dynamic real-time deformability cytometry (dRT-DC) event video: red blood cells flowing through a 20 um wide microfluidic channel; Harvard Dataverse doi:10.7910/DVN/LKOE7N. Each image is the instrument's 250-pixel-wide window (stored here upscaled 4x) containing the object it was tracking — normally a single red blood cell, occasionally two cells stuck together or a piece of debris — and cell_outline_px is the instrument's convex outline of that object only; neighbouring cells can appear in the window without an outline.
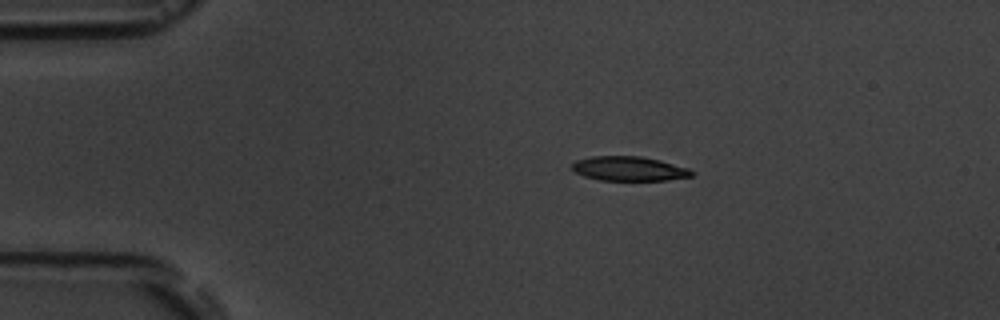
{"species": "common noctule bat (a hibernating species)", "species_latin": "Nyctalus noctula", "temperature_condition": "room temperature", "stored_images_in_passage": 9, "camera_frame_rate_fps": 3000, "um_per_image_px": 0.085, "animal": {"sex": "male", "body_mass_g": 19.5, "forearm_length_mm": 54.6}, "frame": {"image": 1, "passage_image": 1, "time_ms": 0.0, "image_size_px": [1000, 320], "cell_outline_px": [[692, 176], [668, 180], [600, 180], [584, 176], [576, 172], [572, 168], [572, 164], [576, 160], [592, 156], [640, 156], [660, 160], [688, 168], [692, 172]], "centroid_in_image_um": [53.45, 14.33], "position_along_channel_um": 31.5, "area_um2": 16.88}}
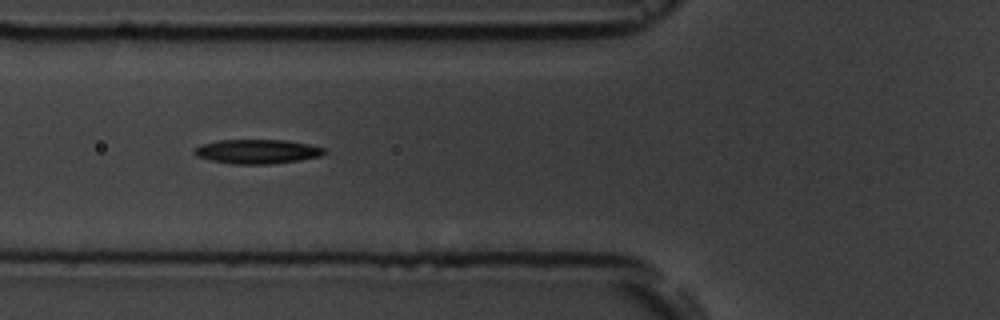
{"frame": {"image": 2, "passage_image": 4, "time_ms": 3.333, "image_size_px": [1000, 320], "cell_outline_px": [[328, 152], [320, 156], [300, 160], [268, 164], [232, 164], [208, 160], [196, 156], [192, 152], [200, 144], [220, 140], [288, 140], [328, 148]], "centroid_in_image_um": [21.88, 12.88], "position_along_channel_um": 103.9, "area_um2": 18.61}}
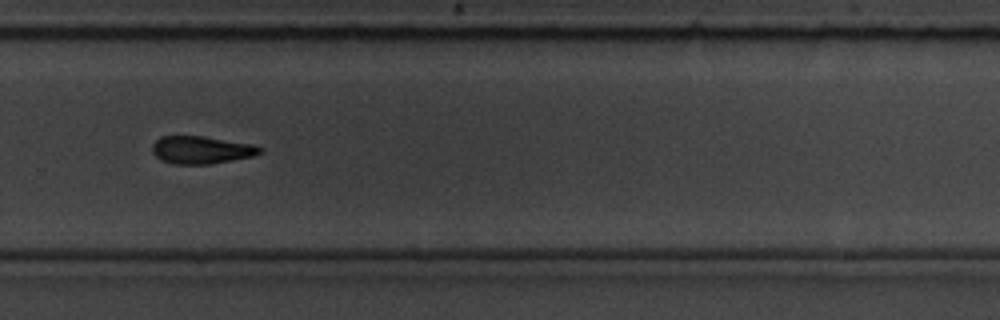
{"frame": {"image": 3, "passage_image": 9, "time_ms": 9.0, "image_size_px": [1000, 320], "cell_outline_px": [[264, 152], [252, 156], [208, 164], [172, 164], [160, 160], [152, 152], [152, 144], [160, 136], [204, 136], [252, 144], [264, 148]], "centroid_in_image_um": [17.1, 12.74], "position_along_channel_um": 312.7, "area_um2": 17.4}}